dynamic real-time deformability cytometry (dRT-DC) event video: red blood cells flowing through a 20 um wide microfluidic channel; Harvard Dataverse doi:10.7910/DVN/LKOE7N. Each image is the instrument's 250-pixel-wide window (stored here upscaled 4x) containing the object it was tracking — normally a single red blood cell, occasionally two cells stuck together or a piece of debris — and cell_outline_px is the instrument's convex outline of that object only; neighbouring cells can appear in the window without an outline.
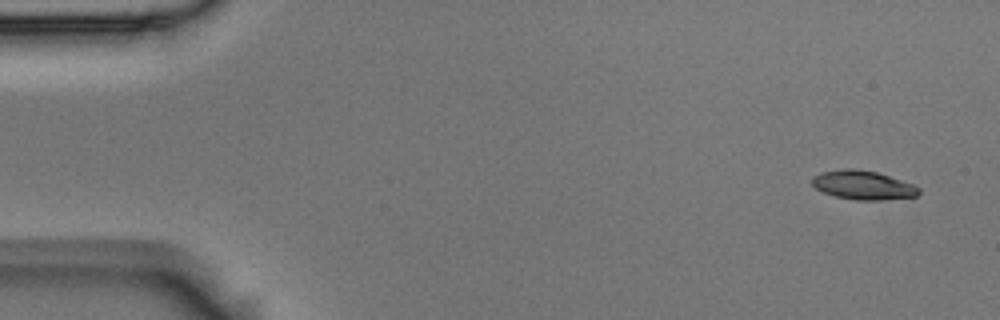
{"species": "Egyptian fruit bat (a non-hibernating species)", "species_latin": "Rousettus aegyptiacus", "temperature_condition": "room temperature", "stored_images_in_passage": 4, "camera_frame_rate_fps": 3000, "um_per_image_px": 0.085, "animal": {"sex": "male"}, "frame": {"image": 1, "passage_image": 1, "time_ms": 0.0, "image_size_px": [1000, 320], "cell_outline_px": [[920, 192], [916, 196], [880, 200], [856, 200], [836, 196], [824, 192], [816, 188], [812, 184], [812, 176], [820, 172], [844, 168], [856, 168], [876, 172], [912, 184], [920, 188]], "centroid_in_image_um": [73.33, 15.72], "position_along_channel_um": 11.7, "area_um2": 17.86}}
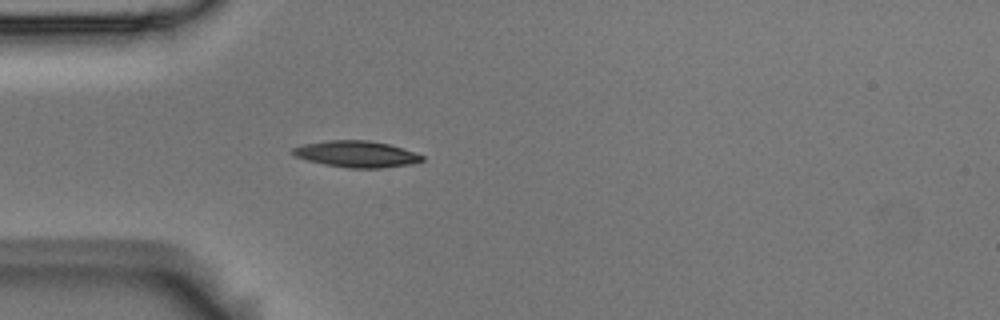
{"frame": {"image": 2, "passage_image": 4, "time_ms": 1.0, "image_size_px": [1000, 320], "cell_outline_px": [[424, 160], [412, 164], [380, 168], [348, 168], [324, 164], [308, 160], [296, 156], [292, 152], [292, 148], [304, 144], [328, 140], [368, 140], [388, 144], [424, 156]], "centroid_in_image_um": [30.29, 13.1], "position_along_channel_um": 54.7, "area_um2": 19.65}}